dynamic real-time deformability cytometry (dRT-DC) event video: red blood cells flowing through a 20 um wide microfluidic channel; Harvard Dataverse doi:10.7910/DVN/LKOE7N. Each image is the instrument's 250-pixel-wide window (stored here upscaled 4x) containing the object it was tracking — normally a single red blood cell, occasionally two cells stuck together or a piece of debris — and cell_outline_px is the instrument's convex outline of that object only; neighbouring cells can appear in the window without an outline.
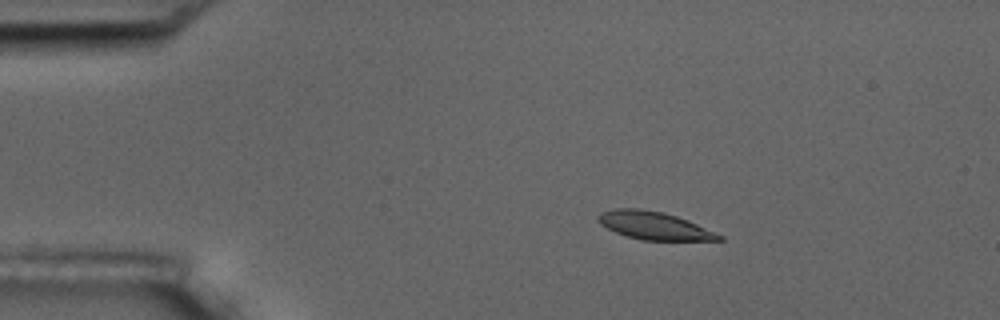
{"species": "common noctule bat (a hibernating species)", "species_latin": "Nyctalus noctula", "temperature_condition": "room temperature", "stored_images_in_passage": 47, "camera_frame_rate_fps": 3000, "um_per_image_px": 0.085, "animal": {"sex": "male", "body_mass_g": 17.5, "forearm_length_mm": 52.3}, "frame": {"image": 1, "passage_image": 1, "time_ms": 0.0, "image_size_px": [1000, 320], "cell_outline_px": [[724, 240], [640, 240], [616, 232], [600, 224], [596, 220], [596, 216], [600, 212], [616, 208], [640, 208], [664, 212], [688, 220], [724, 236]], "centroid_in_image_um": [55.58, 19.17], "position_along_channel_um": 29.4, "area_um2": 19.65}}
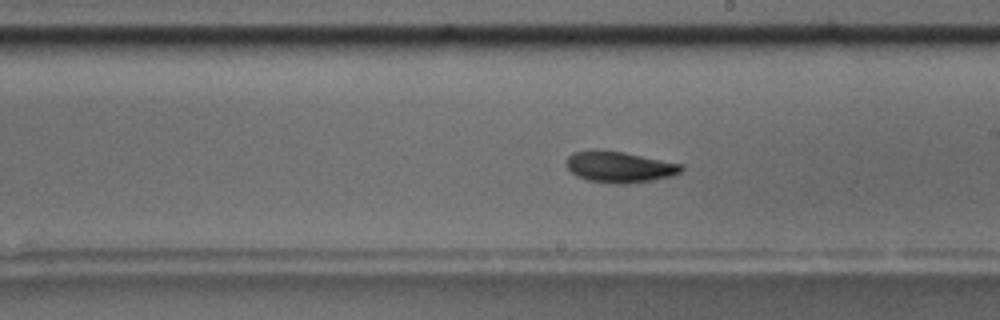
{"frame": {"image": 2, "passage_image": 23, "time_ms": 7.333, "image_size_px": [1000, 320], "cell_outline_px": [[684, 168], [680, 172], [672, 176], [652, 180], [624, 184], [616, 184], [588, 180], [576, 176], [568, 168], [568, 156], [572, 152], [624, 152], [684, 164]], "centroid_in_image_um": [52.73, 14.22], "position_along_channel_um": 236.3, "area_um2": 20.29}}
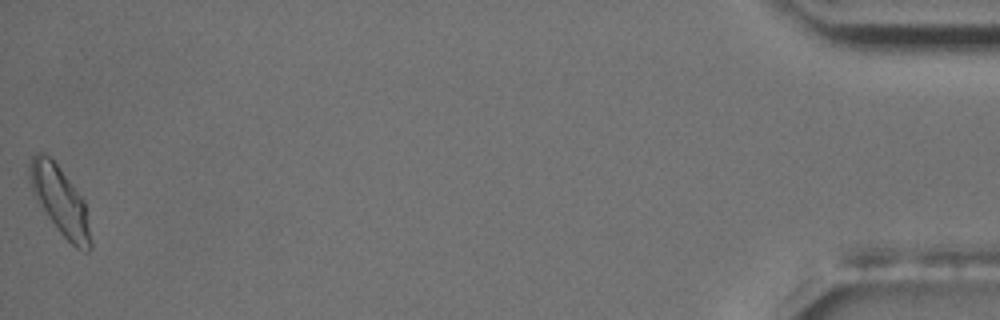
{"frame": {"image": 3, "passage_image": 47, "time_ms": 15.333, "image_size_px": [1000, 320], "cell_outline_px": [[92, 248], [88, 252], [84, 252], [76, 248], [60, 232], [36, 200], [32, 192], [28, 180], [28, 164], [32, 156], [36, 152], [44, 152], [56, 164], [72, 184], [84, 200], [92, 240]], "centroid_in_image_um": [5.09, 17.06], "position_along_channel_um": 430.1, "area_um2": 24.16}, "authors_computed_cell_mechanics": {"area_um2": 20.519, "velocity_mm_per_s": 3.6087, "shape_relaxation_time_tau1_ms": 3.1976, "shape_relaxation_time_tau2_ms": 2.1949, "deformation_change_tau1": 0.131, "deformation_change_tau2": 0.0608}}